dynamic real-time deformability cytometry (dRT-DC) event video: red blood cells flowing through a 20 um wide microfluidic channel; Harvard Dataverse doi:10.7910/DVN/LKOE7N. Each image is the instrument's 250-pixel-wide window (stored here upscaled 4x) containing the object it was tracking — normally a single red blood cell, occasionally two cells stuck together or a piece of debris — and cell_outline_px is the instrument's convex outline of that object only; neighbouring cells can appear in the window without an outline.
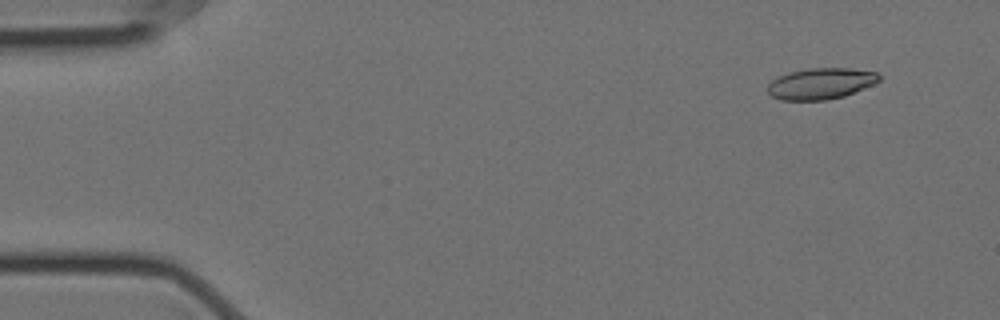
{"species": "Egyptian fruit bat (a non-hibernating species)", "species_latin": "Rousettus aegyptiacus", "temperature_condition": "cold", "stored_images_in_passage": 5, "camera_frame_rate_fps": 3000, "um_per_image_px": 0.085, "animal": {"sex": "female"}, "frame": {"image": 1, "passage_image": 2, "time_ms": 0.333, "image_size_px": [1000, 320], "cell_outline_px": [[880, 80], [872, 84], [844, 96], [828, 100], [780, 100], [772, 96], [768, 92], [768, 84], [776, 76], [788, 72], [808, 68], [852, 68], [876, 72], [880, 76]], "centroid_in_image_um": [69.73, 7.1], "position_along_channel_um": 15.3, "area_um2": 20.29}}
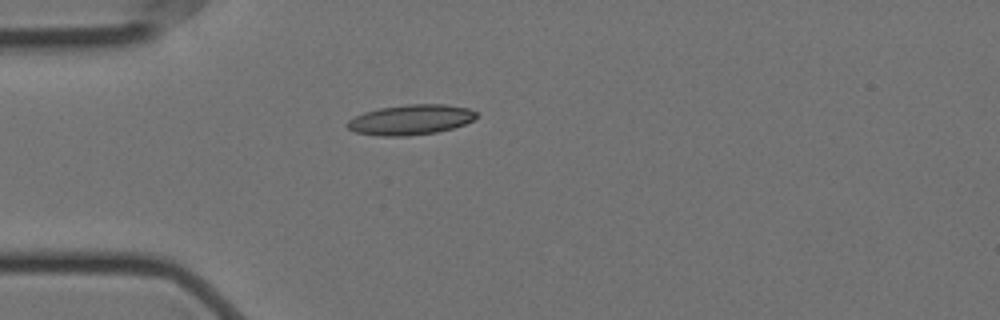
{"frame": {"image": 2, "passage_image": 5, "time_ms": 1.333, "image_size_px": [1000, 320], "cell_outline_px": [[476, 116], [472, 120], [464, 124], [452, 128], [436, 132], [408, 136], [380, 136], [356, 132], [348, 128], [344, 124], [348, 120], [364, 112], [380, 108], [408, 104], [444, 104], [468, 108], [476, 112]], "centroid_in_image_um": [34.88, 10.18], "position_along_channel_um": 50.1, "area_um2": 22.54}}